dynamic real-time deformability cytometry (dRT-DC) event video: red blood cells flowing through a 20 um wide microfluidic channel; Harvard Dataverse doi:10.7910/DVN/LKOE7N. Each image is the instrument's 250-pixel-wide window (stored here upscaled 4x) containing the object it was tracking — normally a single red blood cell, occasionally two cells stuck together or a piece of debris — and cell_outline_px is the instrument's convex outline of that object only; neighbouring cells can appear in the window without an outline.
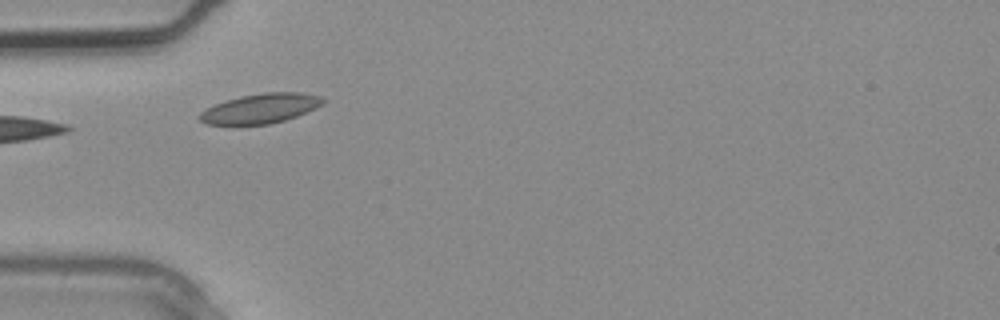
{"species": "common noctule bat (a hibernating species)", "species_latin": "Nyctalus noctula", "temperature_condition": "warm", "stored_images_in_passage": 1, "camera_frame_rate_fps": 3000, "um_per_image_px": 0.085, "animal": {"sex": "male", "body_mass_g": 20.4}, "frame": {"image": 1, "passage_image": 1, "time_ms": 0.0, "image_size_px": [1000, 320], "cell_outline_px": [[328, 100], [324, 104], [316, 108], [296, 116], [284, 120], [268, 124], [204, 124], [196, 116], [200, 112], [216, 104], [240, 96], [264, 92], [300, 92], [320, 96]], "centroid_in_image_um": [22.18, 9.21], "position_along_channel_um": 62.8, "area_um2": 21.27}}